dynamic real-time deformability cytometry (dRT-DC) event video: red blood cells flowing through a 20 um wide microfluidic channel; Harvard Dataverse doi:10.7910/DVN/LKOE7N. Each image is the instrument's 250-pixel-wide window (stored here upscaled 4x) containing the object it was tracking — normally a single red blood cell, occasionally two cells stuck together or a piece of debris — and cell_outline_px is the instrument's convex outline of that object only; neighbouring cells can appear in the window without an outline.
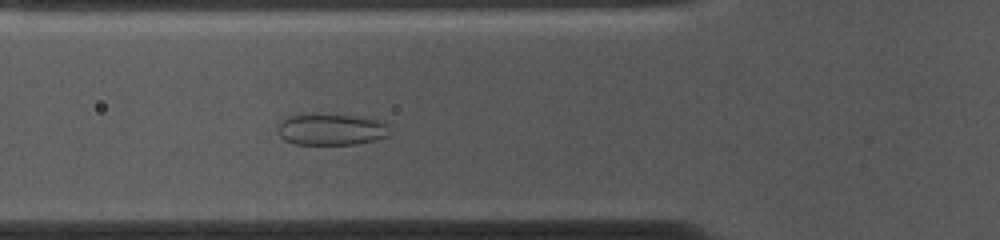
{"species": "common noctule bat (a hibernating species)", "species_latin": "Nyctalus noctula", "temperature_condition": "cold", "stored_images_in_passage": 53, "camera_frame_rate_fps": 3000, "um_per_image_px": 0.085, "animal": {"sex": "female", "body_mass_g": 10.0, "forearm_length_mm": 53.1}, "frame": {"image": 1, "passage_image": 18, "time_ms": 5.667, "image_size_px": [1000, 240], "cell_outline_px": [[392, 136], [376, 140], [352, 144], [296, 144], [284, 140], [280, 136], [276, 128], [288, 116], [352, 116], [376, 120], [388, 124], [392, 132]], "centroid_in_image_um": [28.22, 11.05], "position_along_channel_um": 97.6, "area_um2": 20.0}}
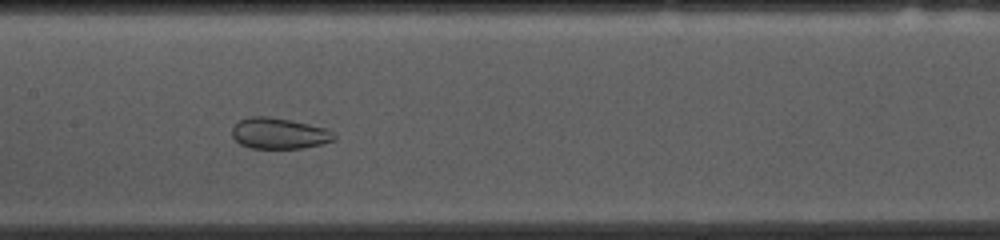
{"frame": {"image": 2, "passage_image": 25, "time_ms": 8.0, "image_size_px": [1000, 240], "cell_outline_px": [[336, 140], [304, 148], [252, 148], [240, 144], [232, 136], [232, 128], [240, 120], [248, 116], [268, 116], [292, 120], [324, 128], [332, 132], [336, 136]], "centroid_in_image_um": [23.71, 11.33], "position_along_channel_um": 183.7, "area_um2": 18.38}}
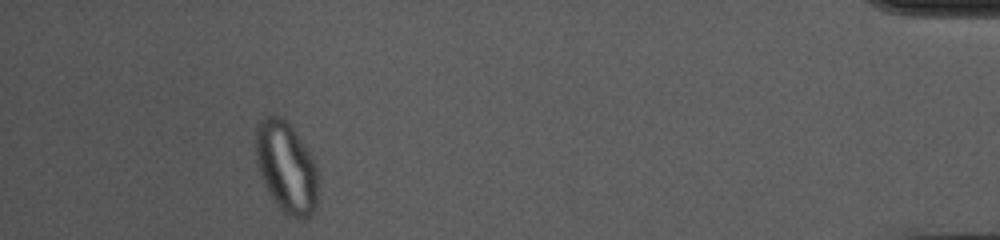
{"frame": {"image": 3, "passage_image": 49, "time_ms": 16.0, "image_size_px": [1000, 240], "cell_outline_px": [[320, 176], [316, 208], [308, 216], [300, 220], [284, 212], [280, 208], [268, 192], [264, 184], [256, 164], [252, 144], [256, 124], [264, 116], [284, 116], [292, 124], [312, 156]], "centroid_in_image_um": [24.32, 14.14], "position_along_channel_um": 410.9, "area_um2": 34.39}}